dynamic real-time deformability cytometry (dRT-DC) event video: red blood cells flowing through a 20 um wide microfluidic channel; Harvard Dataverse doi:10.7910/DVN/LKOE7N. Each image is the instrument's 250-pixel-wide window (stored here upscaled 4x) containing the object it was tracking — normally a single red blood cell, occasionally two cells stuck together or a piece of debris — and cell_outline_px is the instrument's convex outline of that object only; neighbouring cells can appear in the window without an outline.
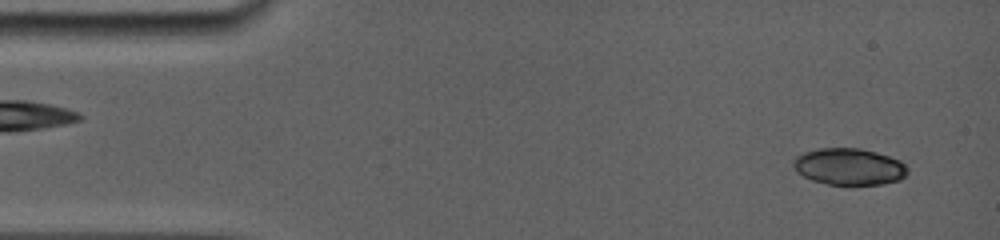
{"species": "common noctule bat (a hibernating species)", "species_latin": "Nyctalus noctula", "temperature_condition": "room temperature", "stored_images_in_passage": 9, "camera_frame_rate_fps": 5000, "um_per_image_px": 0.085, "animal": {"sex": "female", "body_mass_g": 19.0, "forearm_length_mm": 56.7}, "frame": {"image": 1, "passage_image": 2, "time_ms": 0.4, "image_size_px": [1000, 240], "cell_outline_px": [[908, 172], [900, 180], [884, 184], [828, 184], [812, 180], [796, 172], [792, 164], [792, 160], [796, 156], [804, 152], [820, 148], [860, 148], [876, 152], [900, 160], [908, 168]], "centroid_in_image_um": [72.16, 14.16], "position_along_channel_um": 12.8, "area_um2": 24.45}}
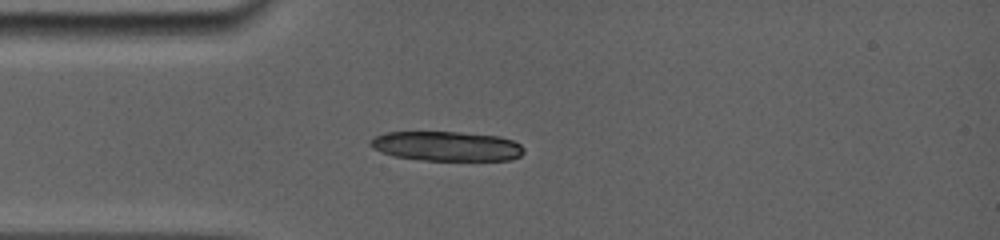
{"frame": {"image": 2, "passage_image": 9, "time_ms": 3.6, "image_size_px": [1000, 240], "cell_outline_px": [[524, 152], [520, 156], [512, 160], [424, 160], [396, 156], [380, 152], [372, 148], [368, 144], [368, 140], [376, 136], [388, 132], [460, 132], [500, 136], [512, 140], [520, 144], [524, 148]], "centroid_in_image_um": [37.97, 12.42], "position_along_channel_um": 47.0, "area_um2": 26.59}}